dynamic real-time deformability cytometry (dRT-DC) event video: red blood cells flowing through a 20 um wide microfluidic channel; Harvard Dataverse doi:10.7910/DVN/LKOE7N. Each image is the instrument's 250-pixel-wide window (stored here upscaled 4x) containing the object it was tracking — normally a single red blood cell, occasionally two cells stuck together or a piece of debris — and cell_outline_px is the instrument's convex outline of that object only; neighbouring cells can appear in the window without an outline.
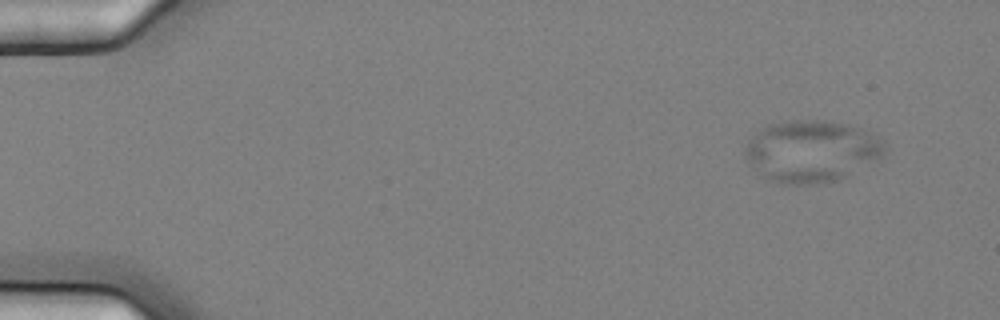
{"species": "common noctule bat (a hibernating species)", "species_latin": "Nyctalus noctula", "temperature_condition": "cold", "stored_images_in_passage": 4, "camera_frame_rate_fps": 3000, "um_per_image_px": 0.085, "animal": {"sex": "female", "body_mass_g": 25.1}, "frame": {"image": 1, "passage_image": 1, "time_ms": 0.0, "image_size_px": [1000, 320], "cell_outline_px": [[888, 144], [884, 156], [880, 160], [840, 180], [816, 184], [788, 184], [772, 180], [760, 176], [748, 160], [744, 152], [748, 140], [760, 128], [768, 124], [792, 120], [820, 120], [848, 124], [876, 136], [884, 140]], "centroid_in_image_um": [69.02, 12.86], "position_along_channel_um": 16.0, "area_um2": 50.75}}